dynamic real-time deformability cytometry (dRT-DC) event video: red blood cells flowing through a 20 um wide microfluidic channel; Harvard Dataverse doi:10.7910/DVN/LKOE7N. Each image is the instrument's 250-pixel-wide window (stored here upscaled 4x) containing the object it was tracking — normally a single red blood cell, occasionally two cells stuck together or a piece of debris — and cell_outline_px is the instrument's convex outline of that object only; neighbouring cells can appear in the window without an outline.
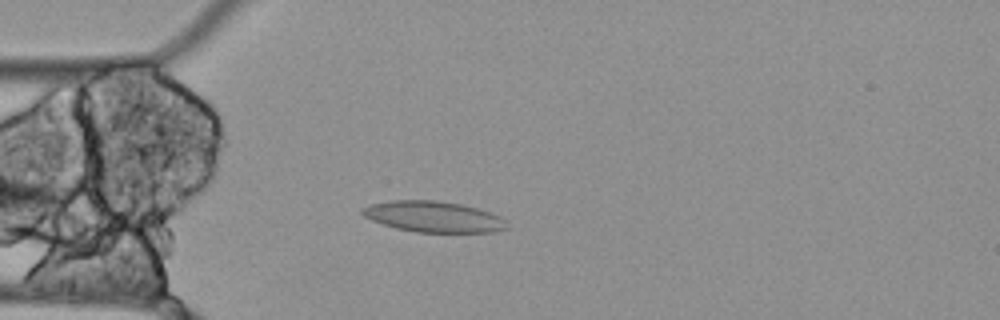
{"species": "Egyptian fruit bat (a non-hibernating species)", "species_latin": "Rousettus aegyptiacus", "temperature_condition": "cold", "stored_images_in_passage": 33, "camera_frame_rate_fps": 3000, "um_per_image_px": 0.085, "animal": {"sex": "female"}, "frame": {"image": 1, "passage_image": 4, "time_ms": 1.0, "image_size_px": [1000, 320], "cell_outline_px": [[508, 228], [492, 232], [416, 232], [396, 228], [372, 220], [364, 216], [360, 212], [360, 208], [372, 204], [392, 200], [436, 200], [460, 204], [476, 208], [500, 216], [504, 220]], "centroid_in_image_um": [36.81, 18.42], "position_along_channel_um": 48.2, "area_um2": 25.84}}
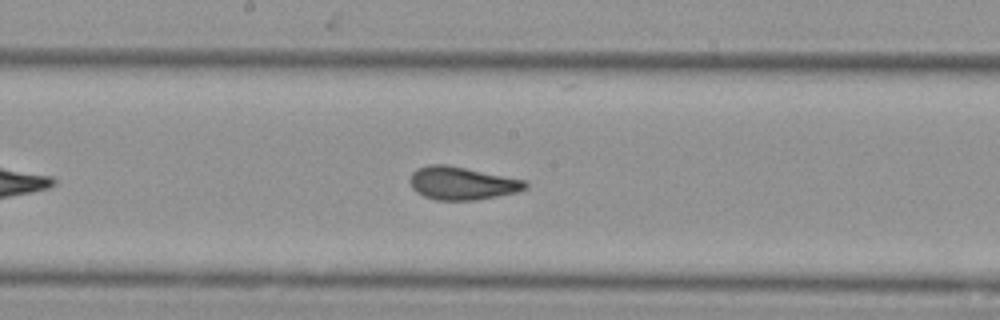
{"frame": {"image": 2, "passage_image": 18, "time_ms": 5.667, "image_size_px": [1000, 320], "cell_outline_px": [[528, 188], [520, 192], [476, 200], [436, 200], [424, 196], [416, 192], [412, 188], [408, 180], [412, 172], [416, 168], [428, 164], [448, 164], [524, 180], [528, 184]], "centroid_in_image_um": [39.25, 15.57], "position_along_channel_um": 209.0, "area_um2": 22.48}}
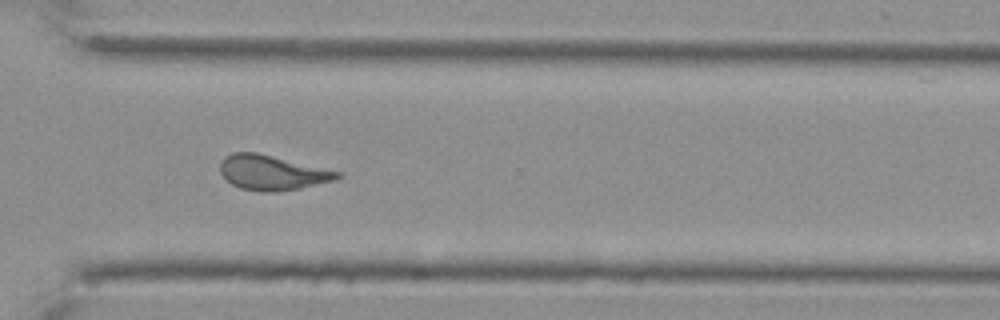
{"frame": {"image": 3, "passage_image": 30, "time_ms": 9.667, "image_size_px": [1000, 320], "cell_outline_px": [[344, 176], [336, 180], [300, 188], [276, 192], [260, 192], [240, 188], [232, 184], [220, 172], [220, 164], [224, 156], [232, 152], [256, 152], [340, 172]], "centroid_in_image_um": [23.12, 14.68], "position_along_channel_um": 347.5, "area_um2": 23.7}, "authors_computed_cell_mechanics": {"area_um2": 22.4842, "velocity_mm_per_s": 3.4597, "shape_relaxation_time_tau1_ms": null, "shape_relaxation_time_tau2_ms": 5.2593, "deformation_change_tau1": null, "deformation_change_tau2": 0.0606}}